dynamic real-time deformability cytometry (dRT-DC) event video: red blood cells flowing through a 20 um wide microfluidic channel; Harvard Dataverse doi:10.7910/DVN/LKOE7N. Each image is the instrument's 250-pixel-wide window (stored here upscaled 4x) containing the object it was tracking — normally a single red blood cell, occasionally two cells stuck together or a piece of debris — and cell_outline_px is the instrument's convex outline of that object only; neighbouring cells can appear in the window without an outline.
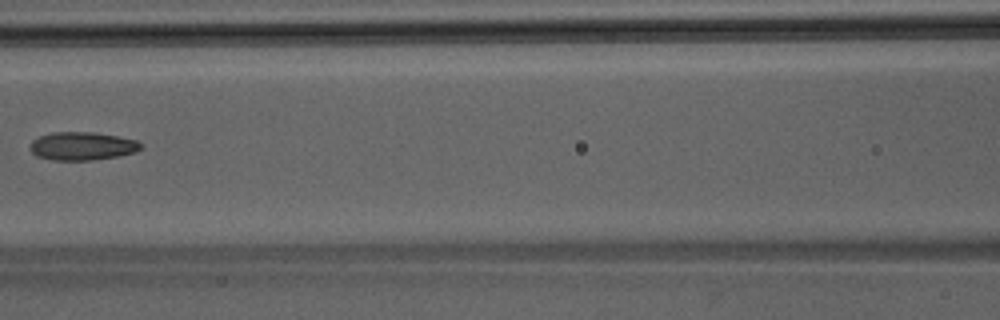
{"species": "Egyptian fruit bat (a non-hibernating species)", "species_latin": "Rousettus aegyptiacus", "temperature_condition": "room temperature", "stored_images_in_passage": 6, "camera_frame_rate_fps": 3000, "um_per_image_px": 0.085, "animal": {"sex": "male"}, "frame": {"image": 1, "passage_image": 6, "time_ms": 1.667, "image_size_px": [1000, 320], "cell_outline_px": [[144, 148], [136, 152], [120, 156], [92, 160], [56, 160], [36, 156], [32, 152], [32, 140], [40, 136], [52, 132], [92, 132], [116, 136], [136, 140], [144, 144]], "centroid_in_image_um": [7.06, 12.42], "position_along_channel_um": 159.5, "area_um2": 18.21}}